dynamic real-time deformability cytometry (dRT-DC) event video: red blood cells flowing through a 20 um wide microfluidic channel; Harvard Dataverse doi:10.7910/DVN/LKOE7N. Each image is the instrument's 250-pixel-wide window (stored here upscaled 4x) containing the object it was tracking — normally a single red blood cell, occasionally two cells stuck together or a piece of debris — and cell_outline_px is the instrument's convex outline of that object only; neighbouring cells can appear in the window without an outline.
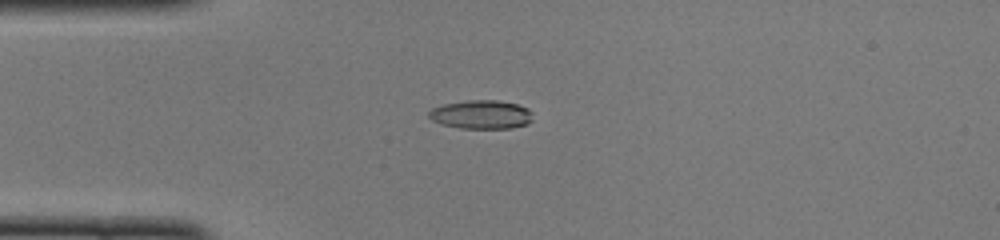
{"species": "common noctule bat (a hibernating species)", "species_latin": "Nyctalus noctula", "temperature_condition": "cold", "stored_images_in_passage": 50, "camera_frame_rate_fps": 3000, "um_per_image_px": 0.085, "animal": {"sex": "female", "body_mass_g": 22.0, "forearm_length_mm": 56.7}, "frame": {"image": 1, "passage_image": 13, "time_ms": 4.0, "image_size_px": [1000, 240], "cell_outline_px": [[532, 120], [528, 124], [512, 128], [460, 128], [440, 124], [432, 120], [428, 116], [428, 112], [432, 108], [444, 104], [468, 100], [496, 100], [516, 104], [528, 108], [532, 112]], "centroid_in_image_um": [40.91, 9.74], "position_along_channel_um": 44.1, "area_um2": 17.46}}
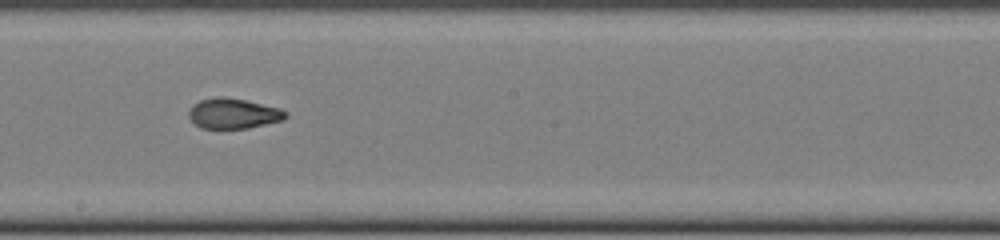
{"frame": {"image": 2, "passage_image": 28, "time_ms": 9.0, "image_size_px": [1000, 240], "cell_outline_px": [[288, 116], [284, 120], [248, 128], [200, 128], [188, 116], [188, 112], [192, 104], [200, 100], [216, 96], [224, 96], [244, 100], [280, 108], [288, 112]], "centroid_in_image_um": [19.84, 9.64], "position_along_channel_um": 228.4, "area_um2": 17.17}}
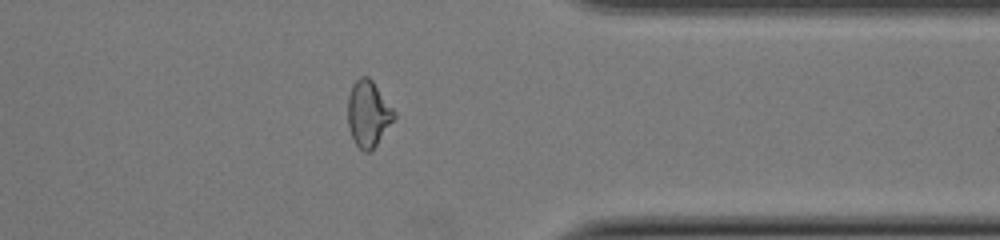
{"frame": {"image": 3, "passage_image": 40, "time_ms": 13.0, "image_size_px": [1000, 240], "cell_outline_px": [[396, 116], [376, 144], [368, 152], [364, 152], [356, 144], [348, 128], [348, 96], [352, 84], [360, 76], [368, 76], [372, 80], [396, 112]], "centroid_in_image_um": [31.29, 9.63], "position_along_channel_um": 380.1, "area_um2": 17.63}, "authors_computed_cell_mechanics": {"area_um2": 17.4556, "velocity_mm_per_s": 4.0147, "shape_relaxation_time_tau1_ms": null, "shape_relaxation_time_tau2_ms": 1.4341, "deformation_change_tau1": null, "deformation_change_tau2": 0.0737}}